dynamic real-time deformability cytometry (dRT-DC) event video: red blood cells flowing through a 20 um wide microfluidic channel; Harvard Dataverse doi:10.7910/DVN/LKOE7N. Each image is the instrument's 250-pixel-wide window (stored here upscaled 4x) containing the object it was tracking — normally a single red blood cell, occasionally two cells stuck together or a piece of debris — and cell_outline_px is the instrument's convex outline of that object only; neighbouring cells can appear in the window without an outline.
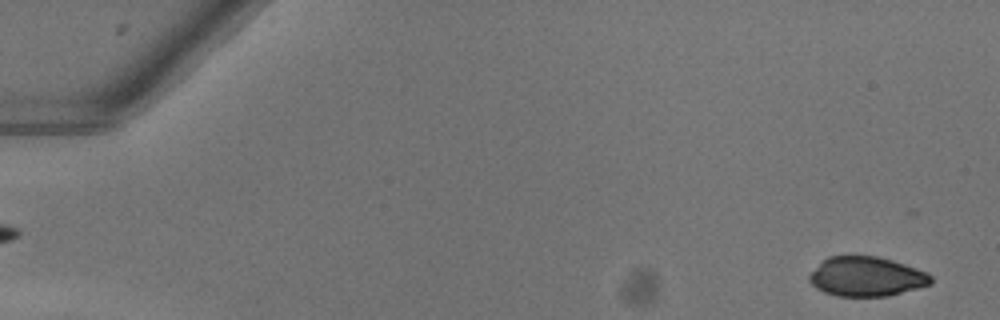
{"species": "common noctule bat (a hibernating species)", "species_latin": "Nyctalus noctula", "temperature_condition": "warm", "stored_images_in_passage": 51, "camera_frame_rate_fps": 3000, "um_per_image_px": 0.085, "animal": {"sex": "female"}, "frame": {"image": 1, "passage_image": 2, "time_ms": 0.333, "image_size_px": [1000, 320], "cell_outline_px": [[932, 284], [888, 296], [836, 296], [824, 292], [816, 288], [808, 280], [808, 276], [828, 256], [876, 256], [892, 260], [928, 272], [932, 276]], "centroid_in_image_um": [73.67, 23.51], "position_along_channel_um": 11.3, "area_um2": 27.92}}
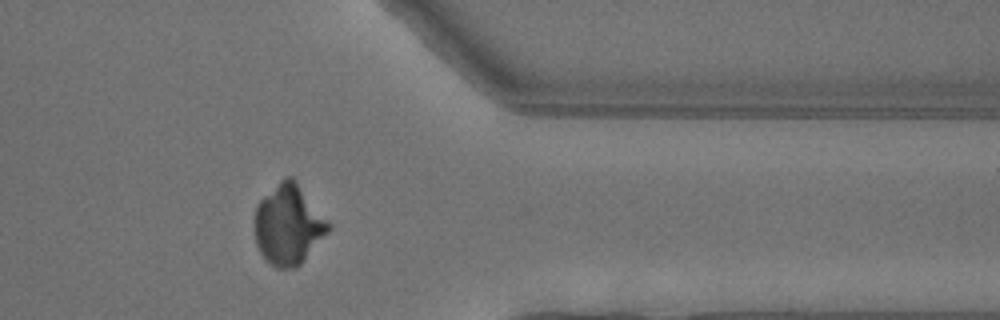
{"frame": {"image": 2, "passage_image": 42, "time_ms": 13.667, "image_size_px": [1000, 320], "cell_outline_px": [[332, 228], [300, 264], [296, 268], [276, 268], [260, 252], [256, 244], [256, 204], [284, 176], [292, 176], [296, 180], [332, 224]], "centroid_in_image_um": [24.55, 19.07], "position_along_channel_um": 386.8, "area_um2": 34.22}}
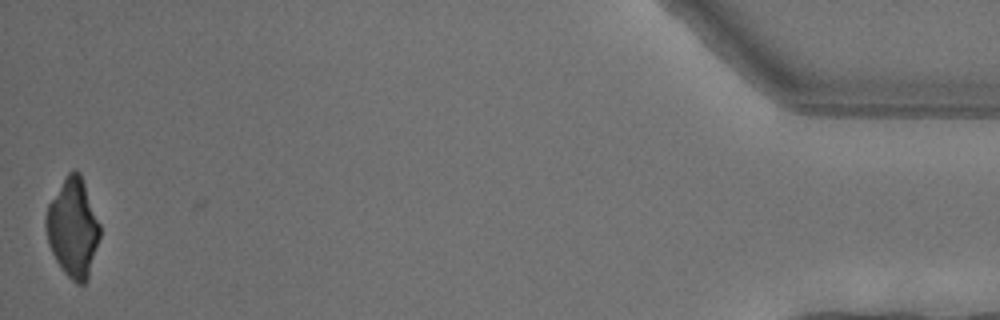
{"frame": {"image": 3, "passage_image": 51, "time_ms": 16.667, "image_size_px": [1000, 320], "cell_outline_px": [[100, 236], [88, 280], [84, 284], [76, 284], [60, 268], [48, 244], [44, 224], [44, 216], [48, 204], [68, 172], [72, 168], [80, 172], [100, 224]], "centroid_in_image_um": [6.19, 19.37], "position_along_channel_um": 429.0, "area_um2": 31.21}}